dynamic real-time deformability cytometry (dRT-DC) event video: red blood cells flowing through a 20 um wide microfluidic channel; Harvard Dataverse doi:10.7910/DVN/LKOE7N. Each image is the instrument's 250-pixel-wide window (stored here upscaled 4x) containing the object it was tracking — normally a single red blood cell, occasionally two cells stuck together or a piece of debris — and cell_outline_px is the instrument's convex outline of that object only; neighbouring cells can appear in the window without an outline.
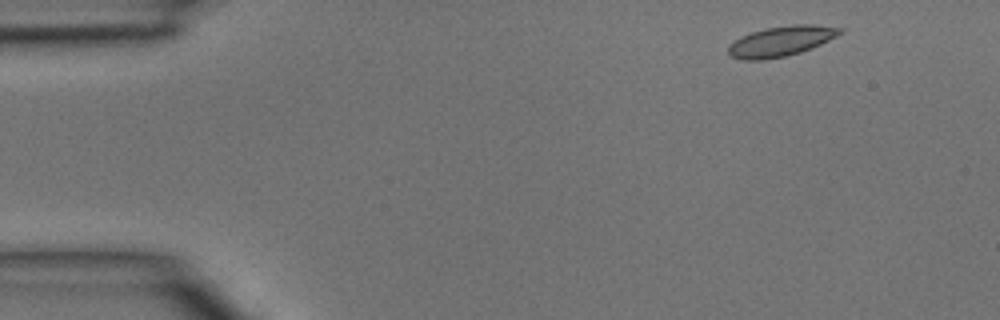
{"species": "common noctule bat (a hibernating species)", "species_latin": "Nyctalus noctula", "temperature_condition": "room temperature", "stored_images_in_passage": 2, "camera_frame_rate_fps": 3000, "um_per_image_px": 0.085, "animal": {"sex": "male", "body_mass_g": 15.6}, "frame": {"image": 1, "passage_image": 1, "time_ms": 0.0, "image_size_px": [1000, 320], "cell_outline_px": [[844, 32], [812, 48], [800, 52], [784, 56], [764, 60], [740, 60], [732, 56], [728, 52], [728, 48], [740, 36], [764, 28], [792, 24], [812, 24], [844, 28]], "centroid_in_image_um": [66.41, 3.49], "position_along_channel_um": 18.6, "area_um2": 19.59}}